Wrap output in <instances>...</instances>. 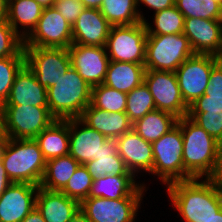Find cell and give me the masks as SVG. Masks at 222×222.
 <instances>
[{
  "label": "cell",
  "instance_id": "obj_1",
  "mask_svg": "<svg viewBox=\"0 0 222 222\" xmlns=\"http://www.w3.org/2000/svg\"><path fill=\"white\" fill-rule=\"evenodd\" d=\"M165 187L182 222H205L222 209V178H192Z\"/></svg>",
  "mask_w": 222,
  "mask_h": 222
},
{
  "label": "cell",
  "instance_id": "obj_2",
  "mask_svg": "<svg viewBox=\"0 0 222 222\" xmlns=\"http://www.w3.org/2000/svg\"><path fill=\"white\" fill-rule=\"evenodd\" d=\"M177 125L183 136L184 180L222 178V145L188 116Z\"/></svg>",
  "mask_w": 222,
  "mask_h": 222
},
{
  "label": "cell",
  "instance_id": "obj_3",
  "mask_svg": "<svg viewBox=\"0 0 222 222\" xmlns=\"http://www.w3.org/2000/svg\"><path fill=\"white\" fill-rule=\"evenodd\" d=\"M1 160L8 178L13 183L40 186L46 160L35 139L7 138Z\"/></svg>",
  "mask_w": 222,
  "mask_h": 222
},
{
  "label": "cell",
  "instance_id": "obj_4",
  "mask_svg": "<svg viewBox=\"0 0 222 222\" xmlns=\"http://www.w3.org/2000/svg\"><path fill=\"white\" fill-rule=\"evenodd\" d=\"M92 87L71 66L56 84L47 88L48 109L58 120L80 118L91 103Z\"/></svg>",
  "mask_w": 222,
  "mask_h": 222
},
{
  "label": "cell",
  "instance_id": "obj_5",
  "mask_svg": "<svg viewBox=\"0 0 222 222\" xmlns=\"http://www.w3.org/2000/svg\"><path fill=\"white\" fill-rule=\"evenodd\" d=\"M151 144L154 158L153 169L149 176L153 180L156 178V181L160 179L161 185L164 184L165 186L175 181H183V136L181 128L176 125Z\"/></svg>",
  "mask_w": 222,
  "mask_h": 222
},
{
  "label": "cell",
  "instance_id": "obj_6",
  "mask_svg": "<svg viewBox=\"0 0 222 222\" xmlns=\"http://www.w3.org/2000/svg\"><path fill=\"white\" fill-rule=\"evenodd\" d=\"M193 52L183 34L147 35L144 66L146 70L175 72Z\"/></svg>",
  "mask_w": 222,
  "mask_h": 222
},
{
  "label": "cell",
  "instance_id": "obj_7",
  "mask_svg": "<svg viewBox=\"0 0 222 222\" xmlns=\"http://www.w3.org/2000/svg\"><path fill=\"white\" fill-rule=\"evenodd\" d=\"M55 120L48 107L2 105V132L10 139H34Z\"/></svg>",
  "mask_w": 222,
  "mask_h": 222
},
{
  "label": "cell",
  "instance_id": "obj_8",
  "mask_svg": "<svg viewBox=\"0 0 222 222\" xmlns=\"http://www.w3.org/2000/svg\"><path fill=\"white\" fill-rule=\"evenodd\" d=\"M147 30L144 22L111 26L106 50L110 61L144 64Z\"/></svg>",
  "mask_w": 222,
  "mask_h": 222
},
{
  "label": "cell",
  "instance_id": "obj_9",
  "mask_svg": "<svg viewBox=\"0 0 222 222\" xmlns=\"http://www.w3.org/2000/svg\"><path fill=\"white\" fill-rule=\"evenodd\" d=\"M218 62V56L194 54L175 71L182 98L188 107L205 93L210 72Z\"/></svg>",
  "mask_w": 222,
  "mask_h": 222
},
{
  "label": "cell",
  "instance_id": "obj_10",
  "mask_svg": "<svg viewBox=\"0 0 222 222\" xmlns=\"http://www.w3.org/2000/svg\"><path fill=\"white\" fill-rule=\"evenodd\" d=\"M26 65L40 85L53 86L71 67L68 48L23 47Z\"/></svg>",
  "mask_w": 222,
  "mask_h": 222
},
{
  "label": "cell",
  "instance_id": "obj_11",
  "mask_svg": "<svg viewBox=\"0 0 222 222\" xmlns=\"http://www.w3.org/2000/svg\"><path fill=\"white\" fill-rule=\"evenodd\" d=\"M72 44V26L52 7L43 8L32 32L23 40V47L68 48Z\"/></svg>",
  "mask_w": 222,
  "mask_h": 222
},
{
  "label": "cell",
  "instance_id": "obj_12",
  "mask_svg": "<svg viewBox=\"0 0 222 222\" xmlns=\"http://www.w3.org/2000/svg\"><path fill=\"white\" fill-rule=\"evenodd\" d=\"M143 198H86L80 203V211L90 222H136Z\"/></svg>",
  "mask_w": 222,
  "mask_h": 222
},
{
  "label": "cell",
  "instance_id": "obj_13",
  "mask_svg": "<svg viewBox=\"0 0 222 222\" xmlns=\"http://www.w3.org/2000/svg\"><path fill=\"white\" fill-rule=\"evenodd\" d=\"M144 83L151 93L156 109L169 112L178 118L188 115L175 72L146 70Z\"/></svg>",
  "mask_w": 222,
  "mask_h": 222
},
{
  "label": "cell",
  "instance_id": "obj_14",
  "mask_svg": "<svg viewBox=\"0 0 222 222\" xmlns=\"http://www.w3.org/2000/svg\"><path fill=\"white\" fill-rule=\"evenodd\" d=\"M71 66L91 86L104 83L110 59L106 47L71 44Z\"/></svg>",
  "mask_w": 222,
  "mask_h": 222
},
{
  "label": "cell",
  "instance_id": "obj_15",
  "mask_svg": "<svg viewBox=\"0 0 222 222\" xmlns=\"http://www.w3.org/2000/svg\"><path fill=\"white\" fill-rule=\"evenodd\" d=\"M183 34L195 54L222 56V20L185 18Z\"/></svg>",
  "mask_w": 222,
  "mask_h": 222
},
{
  "label": "cell",
  "instance_id": "obj_16",
  "mask_svg": "<svg viewBox=\"0 0 222 222\" xmlns=\"http://www.w3.org/2000/svg\"><path fill=\"white\" fill-rule=\"evenodd\" d=\"M115 140L119 156L137 179L152 172L154 156L150 142L144 140L133 129Z\"/></svg>",
  "mask_w": 222,
  "mask_h": 222
},
{
  "label": "cell",
  "instance_id": "obj_17",
  "mask_svg": "<svg viewBox=\"0 0 222 222\" xmlns=\"http://www.w3.org/2000/svg\"><path fill=\"white\" fill-rule=\"evenodd\" d=\"M108 139L80 118L69 119V154L80 165L96 160L102 151L103 144Z\"/></svg>",
  "mask_w": 222,
  "mask_h": 222
},
{
  "label": "cell",
  "instance_id": "obj_18",
  "mask_svg": "<svg viewBox=\"0 0 222 222\" xmlns=\"http://www.w3.org/2000/svg\"><path fill=\"white\" fill-rule=\"evenodd\" d=\"M39 186L12 183L0 196V222H21L34 208Z\"/></svg>",
  "mask_w": 222,
  "mask_h": 222
},
{
  "label": "cell",
  "instance_id": "obj_19",
  "mask_svg": "<svg viewBox=\"0 0 222 222\" xmlns=\"http://www.w3.org/2000/svg\"><path fill=\"white\" fill-rule=\"evenodd\" d=\"M144 181V182H143ZM137 178L133 174L106 175L94 179L88 198L121 199L125 197H145L149 187L147 181Z\"/></svg>",
  "mask_w": 222,
  "mask_h": 222
},
{
  "label": "cell",
  "instance_id": "obj_20",
  "mask_svg": "<svg viewBox=\"0 0 222 222\" xmlns=\"http://www.w3.org/2000/svg\"><path fill=\"white\" fill-rule=\"evenodd\" d=\"M111 26L100 9L85 8L72 25V43L105 47Z\"/></svg>",
  "mask_w": 222,
  "mask_h": 222
},
{
  "label": "cell",
  "instance_id": "obj_21",
  "mask_svg": "<svg viewBox=\"0 0 222 222\" xmlns=\"http://www.w3.org/2000/svg\"><path fill=\"white\" fill-rule=\"evenodd\" d=\"M3 105L48 107L47 89L39 84L34 72L26 64L17 73Z\"/></svg>",
  "mask_w": 222,
  "mask_h": 222
},
{
  "label": "cell",
  "instance_id": "obj_22",
  "mask_svg": "<svg viewBox=\"0 0 222 222\" xmlns=\"http://www.w3.org/2000/svg\"><path fill=\"white\" fill-rule=\"evenodd\" d=\"M36 208L45 222H68L80 210V203L60 191H49L39 187Z\"/></svg>",
  "mask_w": 222,
  "mask_h": 222
},
{
  "label": "cell",
  "instance_id": "obj_23",
  "mask_svg": "<svg viewBox=\"0 0 222 222\" xmlns=\"http://www.w3.org/2000/svg\"><path fill=\"white\" fill-rule=\"evenodd\" d=\"M80 119L109 139L120 137L133 126L126 113L108 112L94 107L91 103L84 109Z\"/></svg>",
  "mask_w": 222,
  "mask_h": 222
},
{
  "label": "cell",
  "instance_id": "obj_24",
  "mask_svg": "<svg viewBox=\"0 0 222 222\" xmlns=\"http://www.w3.org/2000/svg\"><path fill=\"white\" fill-rule=\"evenodd\" d=\"M34 139L46 161L69 154V119H56Z\"/></svg>",
  "mask_w": 222,
  "mask_h": 222
},
{
  "label": "cell",
  "instance_id": "obj_25",
  "mask_svg": "<svg viewBox=\"0 0 222 222\" xmlns=\"http://www.w3.org/2000/svg\"><path fill=\"white\" fill-rule=\"evenodd\" d=\"M42 11L35 0H8L7 22L24 40L36 27Z\"/></svg>",
  "mask_w": 222,
  "mask_h": 222
},
{
  "label": "cell",
  "instance_id": "obj_26",
  "mask_svg": "<svg viewBox=\"0 0 222 222\" xmlns=\"http://www.w3.org/2000/svg\"><path fill=\"white\" fill-rule=\"evenodd\" d=\"M145 71L144 64L110 61L103 84L129 93L144 82Z\"/></svg>",
  "mask_w": 222,
  "mask_h": 222
},
{
  "label": "cell",
  "instance_id": "obj_27",
  "mask_svg": "<svg viewBox=\"0 0 222 222\" xmlns=\"http://www.w3.org/2000/svg\"><path fill=\"white\" fill-rule=\"evenodd\" d=\"M84 166L94 179L106 175L132 174L118 154L115 139H108L103 144L102 151L96 160H90Z\"/></svg>",
  "mask_w": 222,
  "mask_h": 222
},
{
  "label": "cell",
  "instance_id": "obj_28",
  "mask_svg": "<svg viewBox=\"0 0 222 222\" xmlns=\"http://www.w3.org/2000/svg\"><path fill=\"white\" fill-rule=\"evenodd\" d=\"M178 119L169 112L155 109L133 123L132 129L144 140L153 143L173 129Z\"/></svg>",
  "mask_w": 222,
  "mask_h": 222
},
{
  "label": "cell",
  "instance_id": "obj_29",
  "mask_svg": "<svg viewBox=\"0 0 222 222\" xmlns=\"http://www.w3.org/2000/svg\"><path fill=\"white\" fill-rule=\"evenodd\" d=\"M79 165L70 154L47 160L39 187L49 191H61Z\"/></svg>",
  "mask_w": 222,
  "mask_h": 222
},
{
  "label": "cell",
  "instance_id": "obj_30",
  "mask_svg": "<svg viewBox=\"0 0 222 222\" xmlns=\"http://www.w3.org/2000/svg\"><path fill=\"white\" fill-rule=\"evenodd\" d=\"M100 12L112 26L142 22L137 0H103Z\"/></svg>",
  "mask_w": 222,
  "mask_h": 222
},
{
  "label": "cell",
  "instance_id": "obj_31",
  "mask_svg": "<svg viewBox=\"0 0 222 222\" xmlns=\"http://www.w3.org/2000/svg\"><path fill=\"white\" fill-rule=\"evenodd\" d=\"M152 21H144L147 35H170L183 33L185 17L174 5L153 14ZM151 22V23H149Z\"/></svg>",
  "mask_w": 222,
  "mask_h": 222
},
{
  "label": "cell",
  "instance_id": "obj_32",
  "mask_svg": "<svg viewBox=\"0 0 222 222\" xmlns=\"http://www.w3.org/2000/svg\"><path fill=\"white\" fill-rule=\"evenodd\" d=\"M91 104L108 112L126 111L127 93L118 91L105 84L92 87Z\"/></svg>",
  "mask_w": 222,
  "mask_h": 222
},
{
  "label": "cell",
  "instance_id": "obj_33",
  "mask_svg": "<svg viewBox=\"0 0 222 222\" xmlns=\"http://www.w3.org/2000/svg\"><path fill=\"white\" fill-rule=\"evenodd\" d=\"M155 109L154 99L144 82L127 93L125 113L132 124Z\"/></svg>",
  "mask_w": 222,
  "mask_h": 222
},
{
  "label": "cell",
  "instance_id": "obj_34",
  "mask_svg": "<svg viewBox=\"0 0 222 222\" xmlns=\"http://www.w3.org/2000/svg\"><path fill=\"white\" fill-rule=\"evenodd\" d=\"M175 6L185 18L222 20V6L213 0H175Z\"/></svg>",
  "mask_w": 222,
  "mask_h": 222
},
{
  "label": "cell",
  "instance_id": "obj_35",
  "mask_svg": "<svg viewBox=\"0 0 222 222\" xmlns=\"http://www.w3.org/2000/svg\"><path fill=\"white\" fill-rule=\"evenodd\" d=\"M26 64L25 56L0 58V104L7 100L19 70Z\"/></svg>",
  "mask_w": 222,
  "mask_h": 222
},
{
  "label": "cell",
  "instance_id": "obj_36",
  "mask_svg": "<svg viewBox=\"0 0 222 222\" xmlns=\"http://www.w3.org/2000/svg\"><path fill=\"white\" fill-rule=\"evenodd\" d=\"M93 181L94 178L88 173L87 168L84 165H79L60 192L81 203L89 197Z\"/></svg>",
  "mask_w": 222,
  "mask_h": 222
},
{
  "label": "cell",
  "instance_id": "obj_37",
  "mask_svg": "<svg viewBox=\"0 0 222 222\" xmlns=\"http://www.w3.org/2000/svg\"><path fill=\"white\" fill-rule=\"evenodd\" d=\"M12 56H25L23 39L5 20L0 22V58Z\"/></svg>",
  "mask_w": 222,
  "mask_h": 222
},
{
  "label": "cell",
  "instance_id": "obj_38",
  "mask_svg": "<svg viewBox=\"0 0 222 222\" xmlns=\"http://www.w3.org/2000/svg\"><path fill=\"white\" fill-rule=\"evenodd\" d=\"M187 116L222 145V111L188 113Z\"/></svg>",
  "mask_w": 222,
  "mask_h": 222
},
{
  "label": "cell",
  "instance_id": "obj_39",
  "mask_svg": "<svg viewBox=\"0 0 222 222\" xmlns=\"http://www.w3.org/2000/svg\"><path fill=\"white\" fill-rule=\"evenodd\" d=\"M53 8L72 26L85 9V6L80 0H55Z\"/></svg>",
  "mask_w": 222,
  "mask_h": 222
},
{
  "label": "cell",
  "instance_id": "obj_40",
  "mask_svg": "<svg viewBox=\"0 0 222 222\" xmlns=\"http://www.w3.org/2000/svg\"><path fill=\"white\" fill-rule=\"evenodd\" d=\"M209 111H222V95L203 94L188 109V113H205Z\"/></svg>",
  "mask_w": 222,
  "mask_h": 222
},
{
  "label": "cell",
  "instance_id": "obj_41",
  "mask_svg": "<svg viewBox=\"0 0 222 222\" xmlns=\"http://www.w3.org/2000/svg\"><path fill=\"white\" fill-rule=\"evenodd\" d=\"M205 95H222V63L219 61L211 70Z\"/></svg>",
  "mask_w": 222,
  "mask_h": 222
},
{
  "label": "cell",
  "instance_id": "obj_42",
  "mask_svg": "<svg viewBox=\"0 0 222 222\" xmlns=\"http://www.w3.org/2000/svg\"><path fill=\"white\" fill-rule=\"evenodd\" d=\"M174 5H175V0H137V8L142 22H144L147 18L144 16L145 14L143 13V11H141L142 6L148 8V10H152L153 14L162 11L164 9L171 8Z\"/></svg>",
  "mask_w": 222,
  "mask_h": 222
},
{
  "label": "cell",
  "instance_id": "obj_43",
  "mask_svg": "<svg viewBox=\"0 0 222 222\" xmlns=\"http://www.w3.org/2000/svg\"><path fill=\"white\" fill-rule=\"evenodd\" d=\"M13 182L8 178L0 156V196Z\"/></svg>",
  "mask_w": 222,
  "mask_h": 222
},
{
  "label": "cell",
  "instance_id": "obj_44",
  "mask_svg": "<svg viewBox=\"0 0 222 222\" xmlns=\"http://www.w3.org/2000/svg\"><path fill=\"white\" fill-rule=\"evenodd\" d=\"M21 222H45V220L37 208H34Z\"/></svg>",
  "mask_w": 222,
  "mask_h": 222
},
{
  "label": "cell",
  "instance_id": "obj_45",
  "mask_svg": "<svg viewBox=\"0 0 222 222\" xmlns=\"http://www.w3.org/2000/svg\"><path fill=\"white\" fill-rule=\"evenodd\" d=\"M85 8L100 9L103 0H80Z\"/></svg>",
  "mask_w": 222,
  "mask_h": 222
},
{
  "label": "cell",
  "instance_id": "obj_46",
  "mask_svg": "<svg viewBox=\"0 0 222 222\" xmlns=\"http://www.w3.org/2000/svg\"><path fill=\"white\" fill-rule=\"evenodd\" d=\"M8 0H0V22L7 20Z\"/></svg>",
  "mask_w": 222,
  "mask_h": 222
},
{
  "label": "cell",
  "instance_id": "obj_47",
  "mask_svg": "<svg viewBox=\"0 0 222 222\" xmlns=\"http://www.w3.org/2000/svg\"><path fill=\"white\" fill-rule=\"evenodd\" d=\"M68 222H90L88 218L79 210Z\"/></svg>",
  "mask_w": 222,
  "mask_h": 222
},
{
  "label": "cell",
  "instance_id": "obj_48",
  "mask_svg": "<svg viewBox=\"0 0 222 222\" xmlns=\"http://www.w3.org/2000/svg\"><path fill=\"white\" fill-rule=\"evenodd\" d=\"M42 8L52 7L55 0H35Z\"/></svg>",
  "mask_w": 222,
  "mask_h": 222
},
{
  "label": "cell",
  "instance_id": "obj_49",
  "mask_svg": "<svg viewBox=\"0 0 222 222\" xmlns=\"http://www.w3.org/2000/svg\"><path fill=\"white\" fill-rule=\"evenodd\" d=\"M205 222H222V209L218 212L216 216H213Z\"/></svg>",
  "mask_w": 222,
  "mask_h": 222
},
{
  "label": "cell",
  "instance_id": "obj_50",
  "mask_svg": "<svg viewBox=\"0 0 222 222\" xmlns=\"http://www.w3.org/2000/svg\"><path fill=\"white\" fill-rule=\"evenodd\" d=\"M6 140H7V137L3 134V132H0V156L2 154V150L6 143Z\"/></svg>",
  "mask_w": 222,
  "mask_h": 222
},
{
  "label": "cell",
  "instance_id": "obj_51",
  "mask_svg": "<svg viewBox=\"0 0 222 222\" xmlns=\"http://www.w3.org/2000/svg\"><path fill=\"white\" fill-rule=\"evenodd\" d=\"M0 132H2V105L0 104Z\"/></svg>",
  "mask_w": 222,
  "mask_h": 222
},
{
  "label": "cell",
  "instance_id": "obj_52",
  "mask_svg": "<svg viewBox=\"0 0 222 222\" xmlns=\"http://www.w3.org/2000/svg\"><path fill=\"white\" fill-rule=\"evenodd\" d=\"M213 1H215L216 3L222 6V0H213Z\"/></svg>",
  "mask_w": 222,
  "mask_h": 222
},
{
  "label": "cell",
  "instance_id": "obj_53",
  "mask_svg": "<svg viewBox=\"0 0 222 222\" xmlns=\"http://www.w3.org/2000/svg\"><path fill=\"white\" fill-rule=\"evenodd\" d=\"M219 61L222 63V56H221V57H219Z\"/></svg>",
  "mask_w": 222,
  "mask_h": 222
}]
</instances>
